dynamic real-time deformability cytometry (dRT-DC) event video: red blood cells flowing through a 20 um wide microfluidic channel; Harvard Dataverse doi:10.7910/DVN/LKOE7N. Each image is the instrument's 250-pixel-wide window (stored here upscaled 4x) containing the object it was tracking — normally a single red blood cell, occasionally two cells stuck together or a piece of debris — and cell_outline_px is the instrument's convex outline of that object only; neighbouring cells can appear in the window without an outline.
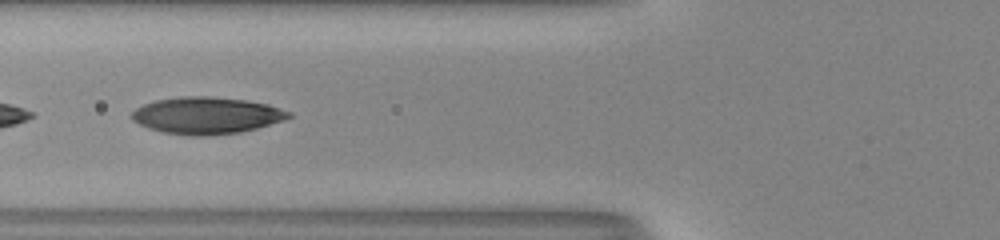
{"species": "human", "species_latin": "Homo sapiens", "temperature_condition": "room temperature", "stored_images_in_passage": 34, "camera_frame_rate_fps": 3000, "um_per_image_px": 0.085, "donor": {"sex": "male"}, "frame": {"image": 1, "passage_image": 6, "time_ms": 1.667, "image_size_px": [1000, 240], "cell_outline_px": [[292, 116], [284, 120], [256, 128], [240, 132], [204, 136], [192, 136], [164, 132], [148, 128], [132, 120], [132, 112], [136, 108], [144, 104], [156, 100], [180, 96], [212, 96], [248, 100], [268, 104], [292, 112]], "centroid_in_image_um": [17.58, 9.8], "position_along_channel_um": 108.2, "area_um2": 33.76}, "authors_computed_cell_mechanics": {"area_um2": 32.2524, "velocity_mm_per_s": 4.064, "shape_relaxation_time_tau1_ms": 4.8183, "shape_relaxation_time_tau2_ms": 1.085, "deformation_change_tau1": 0.2149, "deformation_change_tau2": 0.0641}}